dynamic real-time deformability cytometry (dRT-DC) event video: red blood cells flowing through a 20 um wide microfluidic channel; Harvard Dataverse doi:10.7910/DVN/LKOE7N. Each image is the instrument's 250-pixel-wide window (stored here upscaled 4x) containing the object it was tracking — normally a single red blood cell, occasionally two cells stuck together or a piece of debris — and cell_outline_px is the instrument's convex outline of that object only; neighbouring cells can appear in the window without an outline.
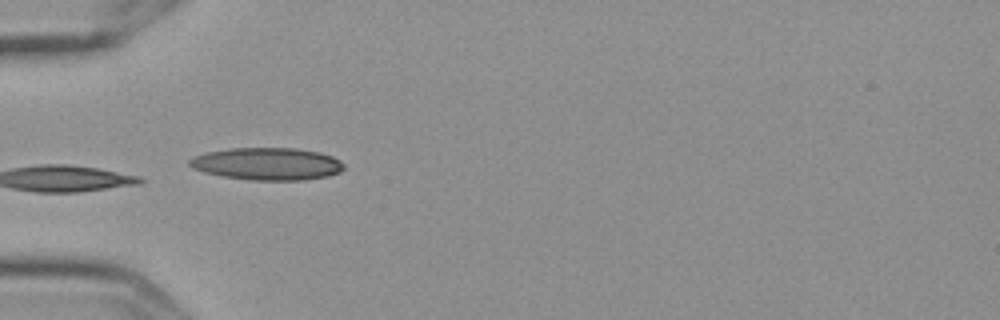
{"species": "Egyptian fruit bat (a non-hibernating species)", "species_latin": "Rousettus aegyptiacus", "temperature_condition": "cold", "stored_images_in_passage": 14, "camera_frame_rate_fps": 3000, "um_per_image_px": 0.085, "frame": {"image": 1, "passage_image": 4, "time_ms": 1.0, "image_size_px": [1000, 320], "cell_outline_px": [[344, 168], [340, 172], [328, 176], [304, 180], [252, 180], [224, 176], [204, 172], [192, 168], [188, 164], [188, 160], [196, 156], [208, 152], [232, 148], [296, 148], [320, 152], [332, 156], [340, 160], [344, 164]], "centroid_in_image_um": [22.75, 13.92], "position_along_channel_um": 62.2, "area_um2": 29.07}}
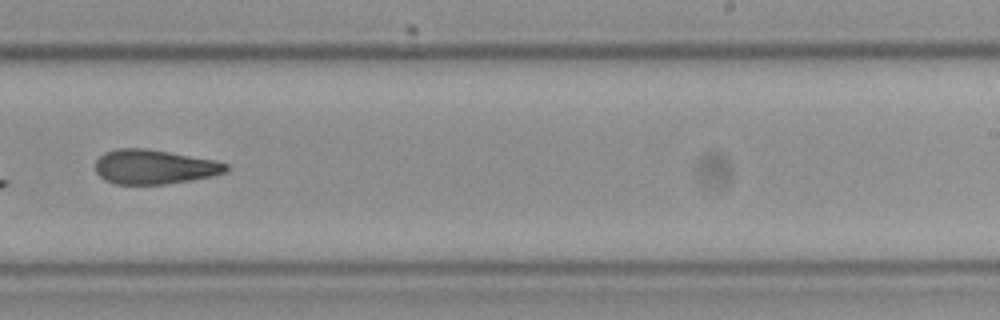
{"frame": {"image": 2, "passage_image": 9, "time_ms": 2.667, "image_size_px": [1000, 320], "cell_outline_px": [[228, 172], [212, 176], [164, 184], [116, 184], [104, 180], [96, 172], [96, 160], [104, 152], [116, 148], [144, 148], [216, 160], [228, 164]], "centroid_in_image_um": [13.1, 14.18], "position_along_channel_um": 275.9, "area_um2": 26.18}}
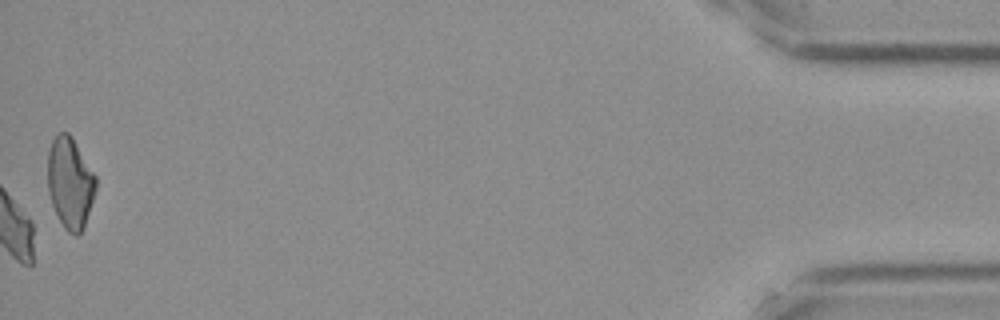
{"frame": {"image": 3, "passage_image": 14, "time_ms": 4.333, "image_size_px": [1000, 320], "cell_outline_px": [[96, 188], [84, 228], [76, 236], [68, 232], [64, 228], [52, 204], [48, 192], [48, 152], [52, 140], [60, 132], [68, 132], [72, 136], [96, 176]], "centroid_in_image_um": [5.96, 15.53], "position_along_channel_um": 429.2, "area_um2": 25.43}}